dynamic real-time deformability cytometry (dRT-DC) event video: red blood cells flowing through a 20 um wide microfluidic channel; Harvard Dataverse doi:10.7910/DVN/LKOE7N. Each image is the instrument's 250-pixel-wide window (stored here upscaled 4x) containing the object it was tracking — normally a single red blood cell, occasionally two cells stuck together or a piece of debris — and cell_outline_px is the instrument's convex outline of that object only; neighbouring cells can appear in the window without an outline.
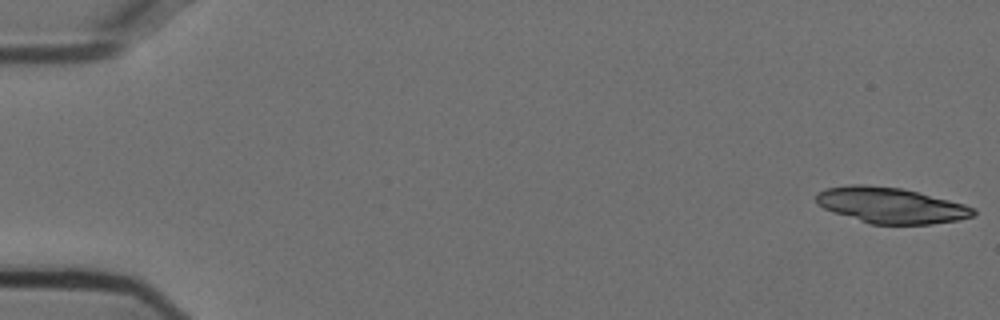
{"species": "Egyptian fruit bat (a non-hibernating species)", "species_latin": "Rousettus aegyptiacus", "temperature_condition": "cold", "stored_images_in_passage": 7, "camera_frame_rate_fps": 3000, "um_per_image_px": 0.085, "animal": {"sex": "female"}, "frame": {"image": 1, "passage_image": 1, "time_ms": 0.0, "image_size_px": [1000, 320], "cell_outline_px": [[976, 216], [960, 220], [932, 224], [872, 224], [832, 212], [816, 204], [816, 192], [824, 188], [852, 184], [864, 184], [900, 188], [964, 204], [976, 208]], "centroid_in_image_um": [75.71, 17.45], "position_along_channel_um": 9.3, "area_um2": 32.83}}